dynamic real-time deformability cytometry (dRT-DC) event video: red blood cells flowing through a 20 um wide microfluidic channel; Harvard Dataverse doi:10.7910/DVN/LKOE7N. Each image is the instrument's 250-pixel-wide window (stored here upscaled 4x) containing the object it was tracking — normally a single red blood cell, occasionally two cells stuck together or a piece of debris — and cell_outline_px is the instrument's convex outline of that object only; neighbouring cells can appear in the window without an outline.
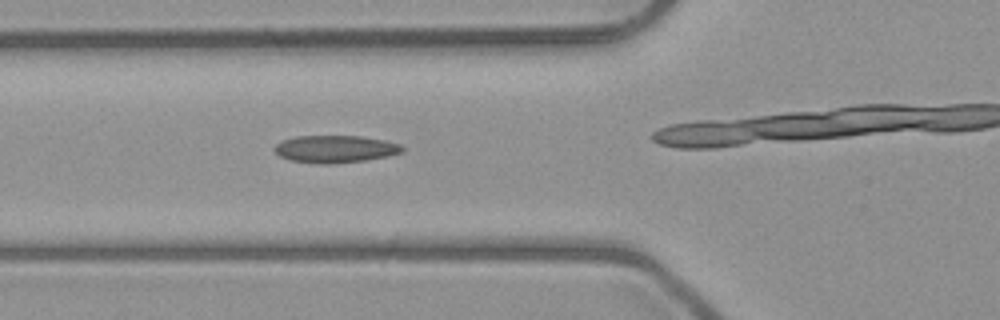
{"species": "common noctule bat (a hibernating species)", "species_latin": "Nyctalus noctula", "temperature_condition": "room temperature", "stored_images_in_passage": 8, "camera_frame_rate_fps": 3000, "um_per_image_px": 0.085, "animal": {"sex": "male", "body_mass_g": 23.1, "forearm_length_mm": 52.7}, "frame": {"image": 1, "passage_image": 6, "time_ms": 5.667, "image_size_px": [1000, 320], "cell_outline_px": [[404, 148], [400, 152], [388, 156], [364, 160], [328, 164], [324, 164], [292, 160], [280, 156], [272, 148], [276, 144], [284, 140], [296, 136], [360, 136], [384, 140], [400, 144]], "centroid_in_image_um": [28.48, 12.66], "position_along_channel_um": 97.3, "area_um2": 20.06}}